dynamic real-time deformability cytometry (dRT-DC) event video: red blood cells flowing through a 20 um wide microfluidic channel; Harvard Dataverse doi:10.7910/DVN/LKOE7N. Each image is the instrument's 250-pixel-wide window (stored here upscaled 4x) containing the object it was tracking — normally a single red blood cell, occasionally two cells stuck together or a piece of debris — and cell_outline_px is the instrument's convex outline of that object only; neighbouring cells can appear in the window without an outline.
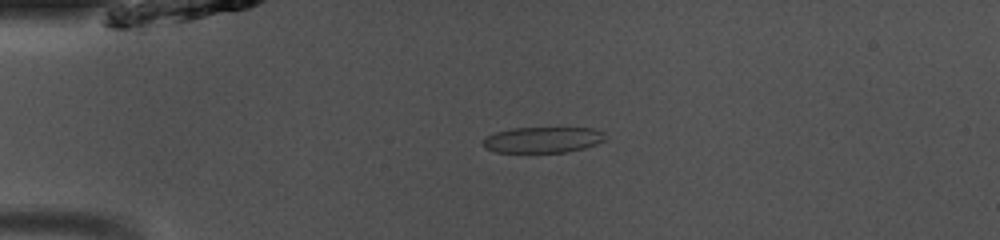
{"species": "common noctule bat (a hibernating species)", "species_latin": "Nyctalus noctula", "temperature_condition": "room temperature", "stored_images_in_passage": 49, "camera_frame_rate_fps": 3000, "um_per_image_px": 0.085, "animal": {"sex": "male", "body_mass_g": 13.0, "forearm_length_mm": 53.1}, "frame": {"image": 1, "passage_image": 12, "time_ms": 3.667, "image_size_px": [1000, 240], "cell_outline_px": [[604, 140], [596, 144], [584, 148], [568, 152], [496, 152], [484, 148], [484, 140], [488, 136], [496, 132], [512, 128], [592, 128], [604, 132]], "centroid_in_image_um": [46.15, 11.88], "position_along_channel_um": 38.9, "area_um2": 18.26}}
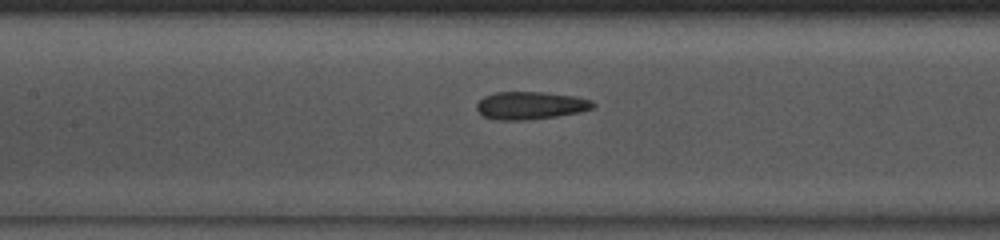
{"frame": {"image": 2, "passage_image": 23, "time_ms": 7.333, "image_size_px": [1000, 240], "cell_outline_px": [[596, 104], [592, 108], [580, 112], [556, 116], [528, 120], [500, 120], [484, 116], [476, 108], [476, 104], [484, 96], [496, 92], [544, 92], [576, 96], [592, 100]], "centroid_in_image_um": [45.11, 8.96], "position_along_channel_um": 162.3, "area_um2": 18.79}}
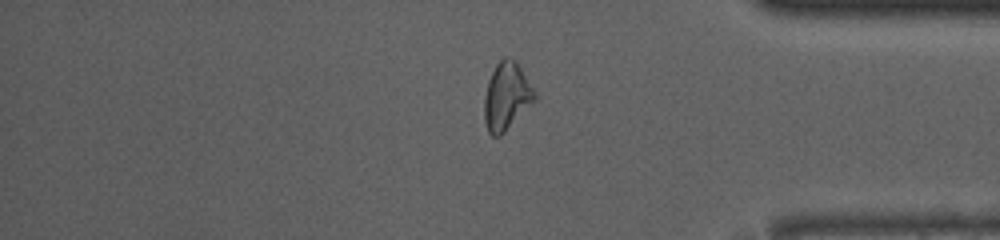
{"frame": {"image": 3, "passage_image": 41, "time_ms": 13.333, "image_size_px": [1000, 240], "cell_outline_px": [[536, 100], [500, 136], [492, 136], [488, 132], [484, 120], [484, 96], [488, 80], [496, 64], [504, 56], [508, 56], [516, 60], [536, 92]], "centroid_in_image_um": [43.05, 8.17], "position_along_channel_um": 392.1, "area_um2": 19.94}}